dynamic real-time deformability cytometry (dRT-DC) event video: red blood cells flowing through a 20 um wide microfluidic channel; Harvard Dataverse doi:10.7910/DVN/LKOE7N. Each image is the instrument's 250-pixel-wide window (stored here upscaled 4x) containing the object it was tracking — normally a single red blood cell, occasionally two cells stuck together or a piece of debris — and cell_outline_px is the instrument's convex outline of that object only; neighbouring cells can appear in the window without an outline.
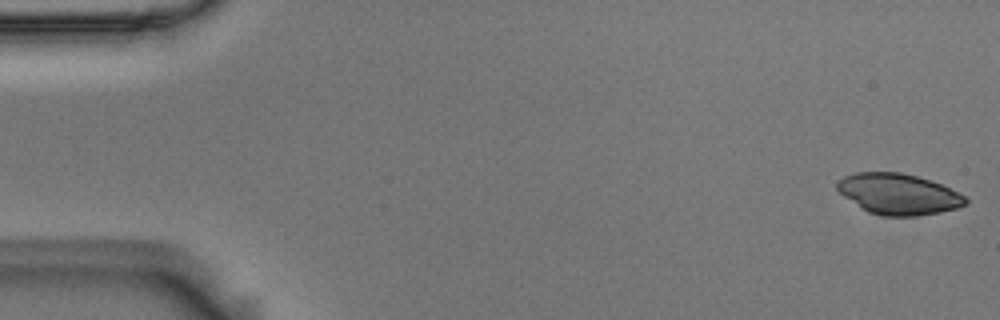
{"species": "Egyptian fruit bat (a non-hibernating species)", "species_latin": "Rousettus aegyptiacus", "temperature_condition": "room temperature", "stored_images_in_passage": 54, "camera_frame_rate_fps": 3000, "um_per_image_px": 0.085, "animal": {"sex": "male"}, "frame": {"image": 1, "passage_image": 1, "time_ms": 0.0, "image_size_px": [1000, 320], "cell_outline_px": [[968, 204], [956, 208], [940, 212], [916, 216], [884, 216], [868, 212], [844, 196], [836, 188], [836, 184], [844, 176], [856, 172], [900, 172], [916, 176], [940, 184], [964, 196], [968, 200]], "centroid_in_image_um": [76.36, 16.5], "position_along_channel_um": 8.6, "area_um2": 30.23}}
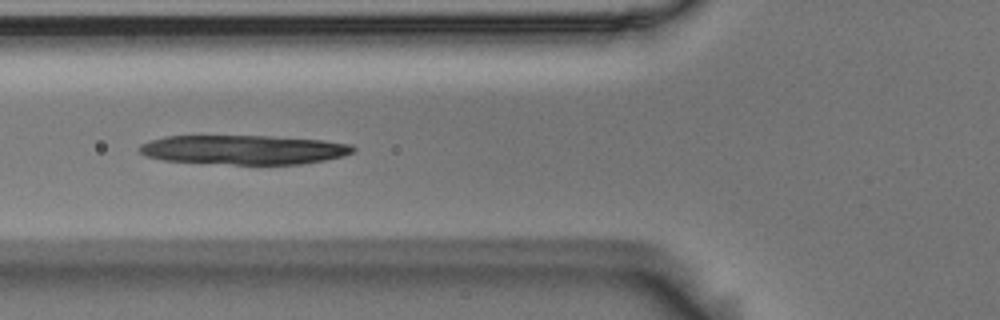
{"frame": {"image": 2, "passage_image": 20, "time_ms": 6.333, "image_size_px": [1000, 320], "cell_outline_px": [[356, 152], [344, 156], [324, 160], [300, 164], [232, 164], [164, 160], [148, 156], [140, 152], [140, 144], [148, 140], [164, 136], [272, 136], [324, 140], [352, 144], [356, 148]], "centroid_in_image_um": [20.78, 12.72], "position_along_channel_um": 105.0, "area_um2": 36.53}}
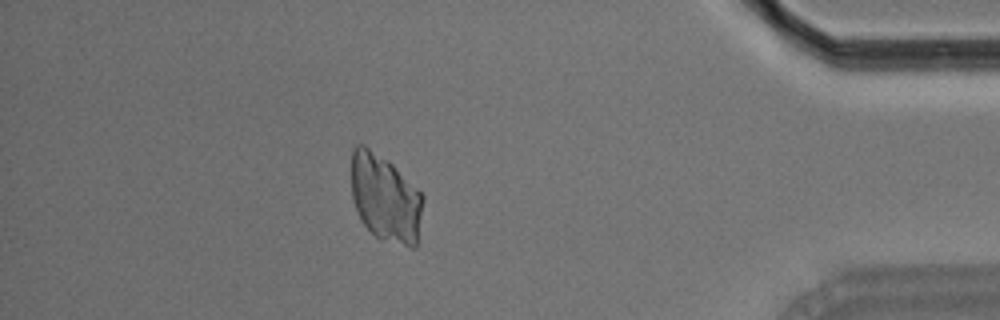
{"frame": {"image": 3, "passage_image": 48, "time_ms": 15.667, "image_size_px": [1000, 320], "cell_outline_px": [[424, 200], [416, 248], [412, 248], [380, 240], [364, 224], [356, 208], [352, 196], [352, 148], [356, 144], [364, 144], [388, 160], [424, 196]], "centroid_in_image_um": [32.76, 16.85], "position_along_channel_um": 402.4, "area_um2": 36.47}}